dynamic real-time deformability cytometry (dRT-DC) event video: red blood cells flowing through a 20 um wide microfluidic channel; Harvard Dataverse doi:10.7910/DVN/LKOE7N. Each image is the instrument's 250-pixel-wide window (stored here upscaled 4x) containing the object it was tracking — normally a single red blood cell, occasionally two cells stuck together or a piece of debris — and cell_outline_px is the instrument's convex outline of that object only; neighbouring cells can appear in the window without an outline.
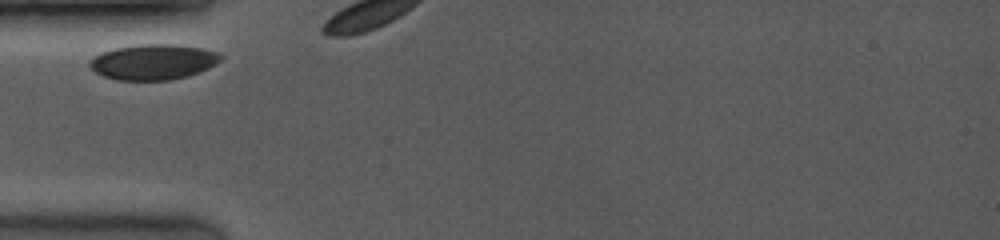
{"species": "common noctule bat (a hibernating species)", "species_latin": "Nyctalus noctula", "temperature_condition": "room temperature", "stored_images_in_passage": 3, "camera_frame_rate_fps": 3500, "um_per_image_px": 0.085, "animal": {"sex": "female", "body_mass_g": 19.0, "forearm_length_mm": 53.3}, "frame": {"image": 1, "passage_image": 1, "time_ms": 0.0, "image_size_px": [1000, 240], "cell_outline_px": [[224, 56], [216, 64], [200, 72], [188, 76], [168, 80], [116, 80], [104, 76], [88, 68], [88, 60], [100, 52], [116, 48], [140, 44], [176, 44], [200, 48], [220, 52]], "centroid_in_image_um": [13.01, 5.26], "position_along_channel_um": 72.0, "area_um2": 27.34}}